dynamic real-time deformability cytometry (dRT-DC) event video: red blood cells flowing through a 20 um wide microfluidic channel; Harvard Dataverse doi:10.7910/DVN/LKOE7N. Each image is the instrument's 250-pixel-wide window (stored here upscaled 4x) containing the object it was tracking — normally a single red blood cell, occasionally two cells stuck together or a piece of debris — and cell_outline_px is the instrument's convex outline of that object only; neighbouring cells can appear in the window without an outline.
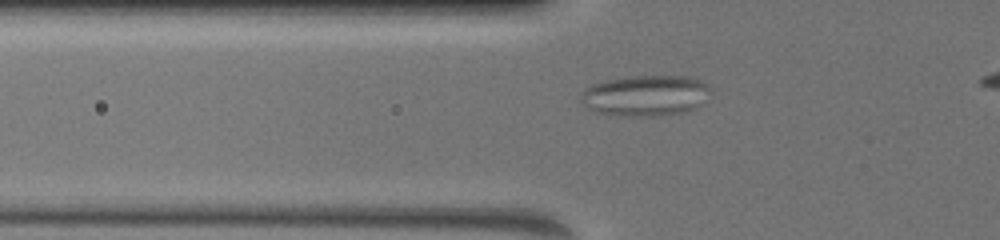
{"species": "common noctule bat (a hibernating species)", "species_latin": "Nyctalus noctula", "temperature_condition": "warm", "stored_images_in_passage": 17, "camera_frame_rate_fps": 3000, "um_per_image_px": 0.085, "animal": {"sex": "female", "body_mass_g": 19.5, "forearm_length_mm": 54.1}, "frame": {"image": 1, "passage_image": 5, "time_ms": 4.0, "image_size_px": [1000, 240], "cell_outline_px": [[708, 88], [696, 104], [692, 108], [680, 112], [652, 116], [596, 112], [580, 100], [584, 88], [592, 84], [604, 80], [628, 76], [688, 76], [700, 80]], "centroid_in_image_um": [54.75, 8.08], "position_along_channel_um": 71.0, "area_um2": 29.48}}
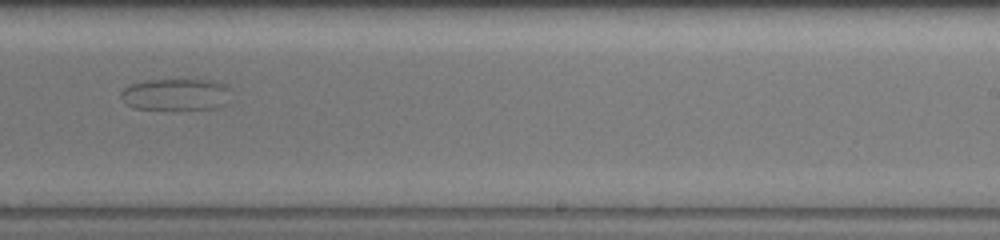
{"frame": {"image": 2, "passage_image": 11, "time_ms": 9.667, "image_size_px": [1000, 240], "cell_outline_px": [[224, 88], [208, 108], [184, 112], [176, 112], [136, 108], [128, 104], [120, 96], [120, 92], [124, 88], [132, 84], [148, 80], [212, 80], [220, 84]], "centroid_in_image_um": [14.62, 8.06], "position_along_channel_um": 274.4, "area_um2": 19.31}}
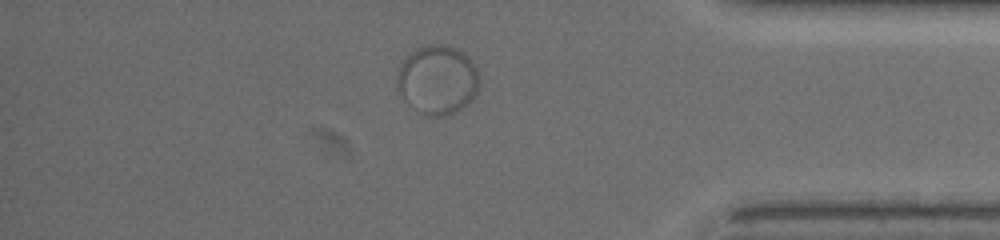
{"frame": {"image": 3, "passage_image": 15, "time_ms": 13.667, "image_size_px": [1000, 240], "cell_outline_px": [[480, 84], [472, 100], [460, 108], [452, 112], [440, 116], [432, 116], [408, 104], [404, 100], [396, 84], [396, 80], [400, 68], [404, 60], [412, 52], [420, 48], [432, 44], [440, 44], [464, 52], [472, 60], [476, 68], [480, 80]], "centroid_in_image_um": [37.22, 6.77], "position_along_channel_um": 398.0, "area_um2": 32.43}}